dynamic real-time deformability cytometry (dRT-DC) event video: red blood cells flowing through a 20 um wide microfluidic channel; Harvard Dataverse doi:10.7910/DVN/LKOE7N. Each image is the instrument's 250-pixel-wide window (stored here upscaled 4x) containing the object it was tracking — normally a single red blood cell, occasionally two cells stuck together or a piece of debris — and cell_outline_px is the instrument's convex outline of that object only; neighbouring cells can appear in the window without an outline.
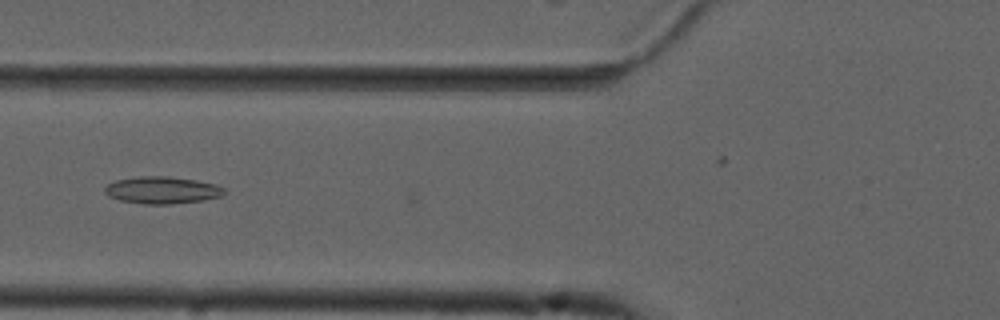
{"species": "common noctule bat (a hibernating species)", "species_latin": "Nyctalus noctula", "temperature_condition": "cold", "stored_images_in_passage": 30, "camera_frame_rate_fps": 3000, "um_per_image_px": 0.085, "animal": {"sex": "male", "forearm_length_mm": 52.5}, "frame": {"image": 1, "passage_image": 6, "time_ms": 1.667, "image_size_px": [1000, 320], "cell_outline_px": [[228, 192], [220, 196], [204, 200], [172, 204], [144, 204], [120, 200], [108, 196], [104, 192], [104, 188], [108, 184], [116, 180], [136, 176], [168, 176], [196, 180], [216, 184], [224, 188]], "centroid_in_image_um": [13.79, 16.16], "position_along_channel_um": 112.0, "area_um2": 19.02}}
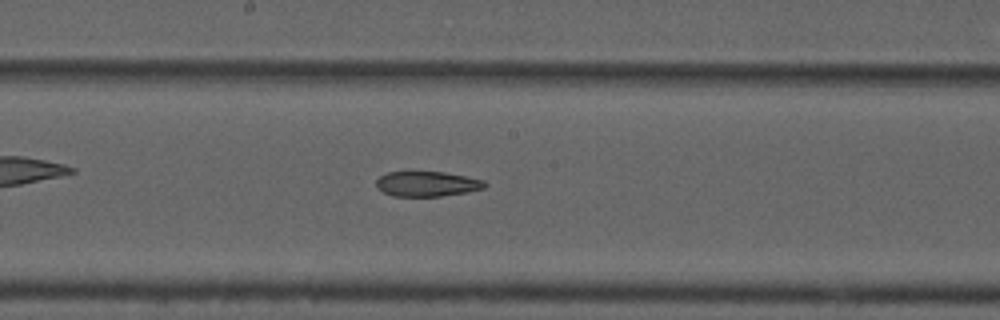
{"frame": {"image": 2, "passage_image": 14, "time_ms": 4.333, "image_size_px": [1000, 320], "cell_outline_px": [[488, 184], [484, 188], [468, 192], [440, 196], [392, 196], [376, 188], [376, 180], [380, 176], [388, 172], [444, 172], [484, 180]], "centroid_in_image_um": [36.29, 15.63], "position_along_channel_um": 211.9, "area_um2": 15.84}}
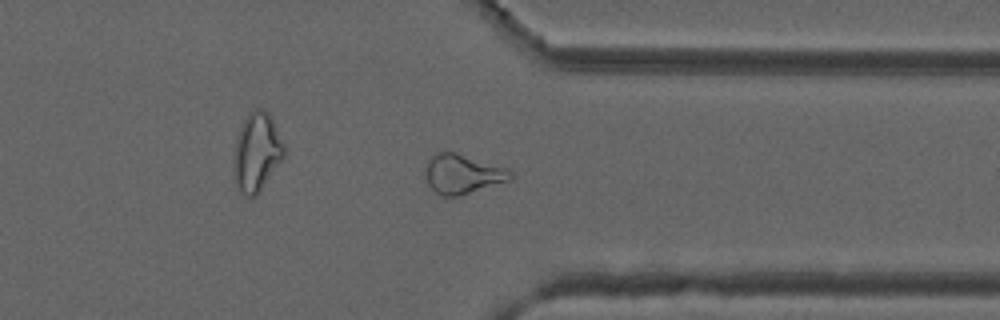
{"frame": {"image": 3, "passage_image": 27, "time_ms": 8.667, "image_size_px": [1000, 320], "cell_outline_px": [[512, 180], [460, 196], [440, 196], [428, 184], [428, 160], [436, 152], [456, 152], [508, 168], [512, 172]], "centroid_in_image_um": [39.39, 14.8], "position_along_channel_um": 372.0, "area_um2": 19.42}}